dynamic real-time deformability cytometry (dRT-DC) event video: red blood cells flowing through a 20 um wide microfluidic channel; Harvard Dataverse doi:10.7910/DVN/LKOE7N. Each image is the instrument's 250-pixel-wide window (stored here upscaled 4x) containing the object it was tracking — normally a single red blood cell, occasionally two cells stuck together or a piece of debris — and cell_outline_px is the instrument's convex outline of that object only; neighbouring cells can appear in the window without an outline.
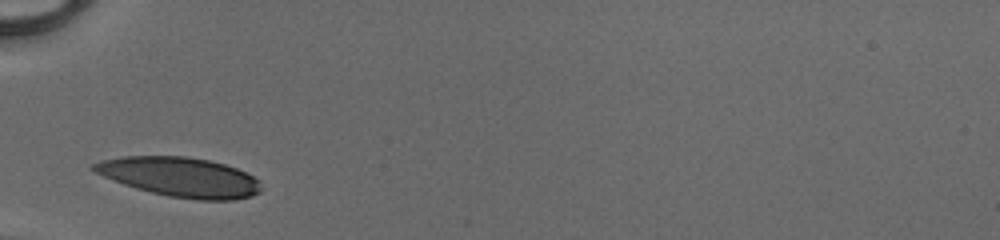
{"species": "human", "species_latin": "Homo sapiens", "temperature_condition": "cold", "stored_images_in_passage": 25, "camera_frame_rate_fps": 3000, "um_per_image_px": 0.085, "donor": {"sex": "male"}, "frame": {"image": 1, "passage_image": 1, "time_ms": 0.0, "image_size_px": [1000, 240], "cell_outline_px": [[260, 192], [252, 196], [236, 200], [196, 200], [168, 196], [136, 188], [112, 180], [96, 172], [92, 168], [92, 164], [100, 160], [124, 156], [188, 156], [208, 160], [224, 164], [236, 168], [260, 180]], "centroid_in_image_um": [15.32, 15.05], "position_along_channel_um": 69.7, "area_um2": 38.49}}
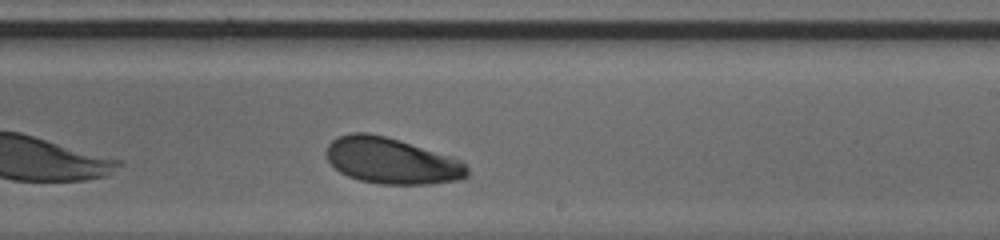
{"frame": {"image": 2, "passage_image": 15, "time_ms": 4.667, "image_size_px": [1000, 240], "cell_outline_px": [[468, 176], [456, 180], [432, 184], [380, 184], [360, 180], [348, 176], [340, 172], [328, 160], [328, 144], [336, 136], [348, 132], [368, 132], [400, 140], [460, 160], [468, 168]], "centroid_in_image_um": [33.26, 13.66], "position_along_channel_um": 255.7, "area_um2": 37.57}}
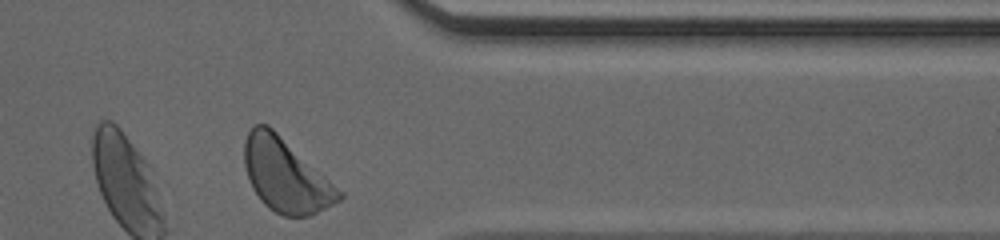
{"frame": {"image": 3, "passage_image": 25, "time_ms": 8.0, "image_size_px": [1000, 240], "cell_outline_px": [[344, 196], [340, 200], [308, 216], [284, 216], [268, 208], [260, 200], [252, 188], [248, 180], [244, 164], [244, 140], [252, 124], [268, 124], [344, 192]], "centroid_in_image_um": [24.26, 14.89], "position_along_channel_um": 387.1, "area_um2": 40.34}, "authors_computed_cell_mechanics": {"area_um2": 38.148, "velocity_mm_per_s": 4.0891, "shape_relaxation_time_tau1_ms": 1.6275, "shape_relaxation_time_tau2_ms": null, "deformation_change_tau1": 0.0994, "deformation_change_tau2": null}}